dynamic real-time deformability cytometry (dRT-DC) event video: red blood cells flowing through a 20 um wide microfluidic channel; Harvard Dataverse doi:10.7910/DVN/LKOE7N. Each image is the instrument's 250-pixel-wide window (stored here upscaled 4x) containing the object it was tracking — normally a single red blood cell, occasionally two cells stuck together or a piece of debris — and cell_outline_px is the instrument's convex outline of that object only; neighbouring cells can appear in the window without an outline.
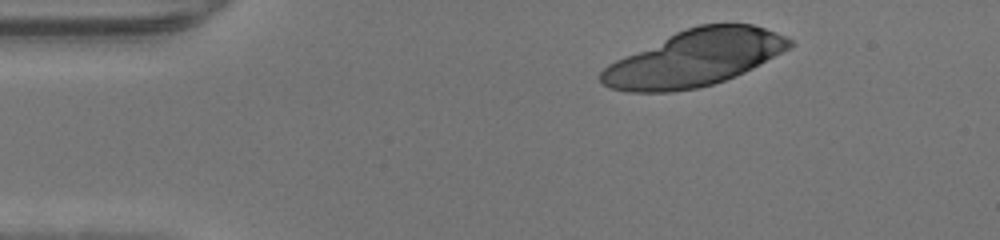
{"species": "human", "species_latin": "Homo sapiens", "temperature_condition": "warm", "stored_images_in_passage": 11, "camera_frame_rate_fps": 3000, "um_per_image_px": 0.085, "donor": {"sex": "male"}, "frame": {"image": 1, "passage_image": 1, "time_ms": 0.0, "image_size_px": [1000, 240], "cell_outline_px": [[796, 44], [792, 48], [736, 76], [712, 84], [696, 88], [672, 92], [628, 92], [612, 88], [604, 84], [600, 80], [600, 72], [608, 64], [616, 60], [676, 32], [700, 24], [752, 24], [776, 32], [792, 40]], "centroid_in_image_um": [59.07, 4.95], "position_along_channel_um": 25.9, "area_um2": 61.27}}